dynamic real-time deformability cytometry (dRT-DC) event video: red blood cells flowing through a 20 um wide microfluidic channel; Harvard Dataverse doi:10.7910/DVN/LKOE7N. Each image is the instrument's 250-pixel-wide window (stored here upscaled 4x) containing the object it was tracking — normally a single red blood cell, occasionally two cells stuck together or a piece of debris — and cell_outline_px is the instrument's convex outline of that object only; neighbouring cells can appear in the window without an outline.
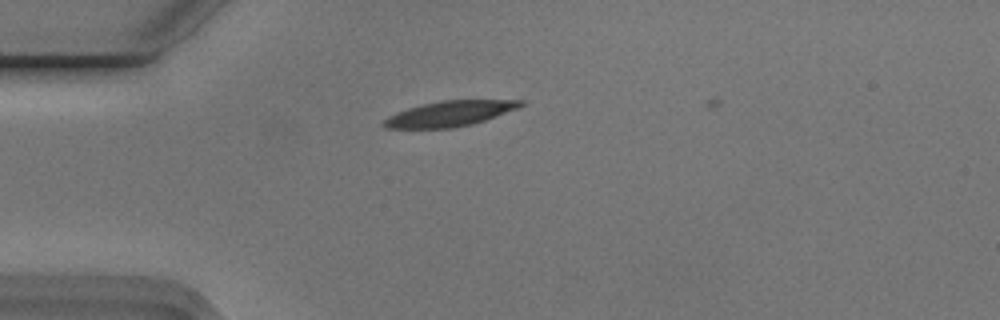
{"species": "Egyptian fruit bat (a non-hibernating species)", "species_latin": "Rousettus aegyptiacus", "temperature_condition": "cold", "stored_images_in_passage": 7, "camera_frame_rate_fps": 3000, "um_per_image_px": 0.085, "animal": {"sex": "male"}, "frame": {"image": 1, "passage_image": 2, "time_ms": 0.333, "image_size_px": [1000, 320], "cell_outline_px": [[524, 104], [520, 108], [472, 124], [452, 128], [388, 128], [380, 124], [388, 116], [396, 112], [408, 108], [440, 100], [524, 100]], "centroid_in_image_um": [38.24, 9.66], "position_along_channel_um": 46.8, "area_um2": 20.17}}
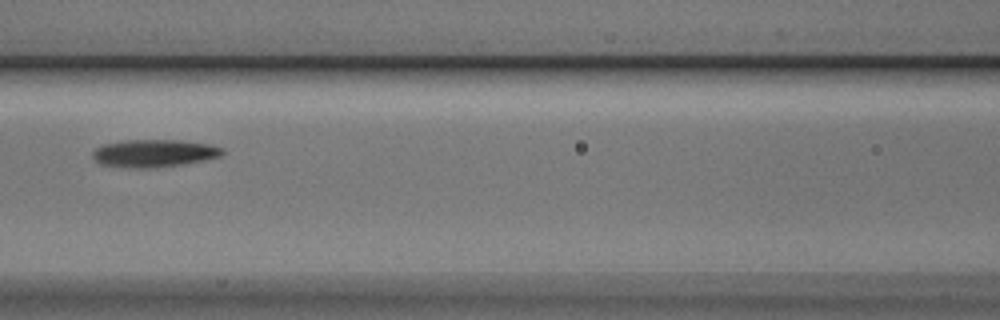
{"frame": {"image": 2, "passage_image": 5, "time_ms": 1.333, "image_size_px": [1000, 320], "cell_outline_px": [[224, 152], [220, 156], [204, 160], [184, 164], [144, 168], [132, 168], [100, 164], [92, 156], [92, 152], [96, 148], [104, 144], [124, 140], [180, 140], [212, 144], [224, 148]], "centroid_in_image_um": [13.12, 13.01], "position_along_channel_um": 153.5, "area_um2": 20.87}}
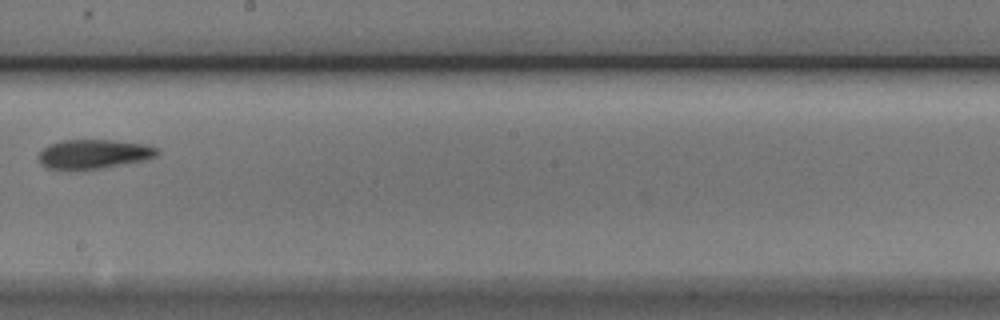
{"frame": {"image": 3, "passage_image": 7, "time_ms": 2.0, "image_size_px": [1000, 320], "cell_outline_px": [[160, 152], [156, 156], [148, 160], [104, 168], [72, 172], [48, 168], [40, 164], [36, 156], [48, 144], [60, 140], [112, 140], [144, 144], [160, 148]], "centroid_in_image_um": [7.94, 13.13], "position_along_channel_um": 240.3, "area_um2": 21.1}}